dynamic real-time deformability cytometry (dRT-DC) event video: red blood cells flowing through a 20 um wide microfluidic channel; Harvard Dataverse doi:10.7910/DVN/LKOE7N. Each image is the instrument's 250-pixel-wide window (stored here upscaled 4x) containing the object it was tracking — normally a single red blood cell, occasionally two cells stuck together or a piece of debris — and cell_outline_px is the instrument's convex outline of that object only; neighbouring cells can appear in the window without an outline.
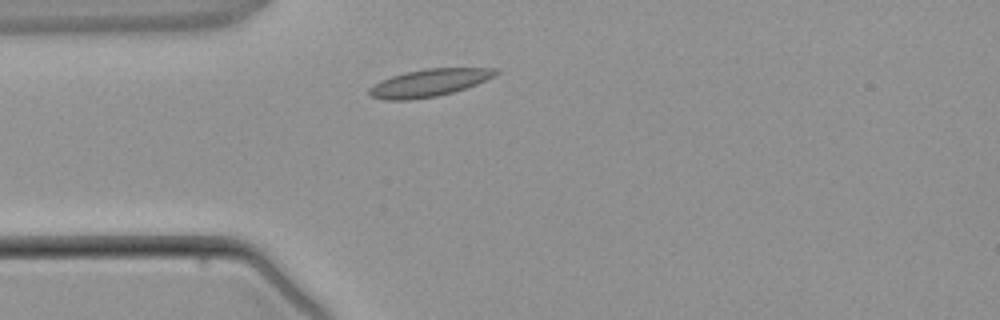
{"species": "common noctule bat (a hibernating species)", "species_latin": "Nyctalus noctula", "temperature_condition": "warm", "stored_images_in_passage": 2, "camera_frame_rate_fps": 3000, "um_per_image_px": 0.085, "animal": {"sex": "male", "body_mass_g": 21.5, "forearm_length_mm": 52.0}, "frame": {"image": 1, "passage_image": 2, "time_ms": 1.333, "image_size_px": [1000, 320], "cell_outline_px": [[500, 72], [496, 76], [476, 84], [452, 92], [436, 96], [408, 100], [384, 100], [368, 96], [368, 88], [380, 80], [404, 72], [428, 68], [500, 68]], "centroid_in_image_um": [36.46, 7.03], "position_along_channel_um": 48.5, "area_um2": 20.35}}